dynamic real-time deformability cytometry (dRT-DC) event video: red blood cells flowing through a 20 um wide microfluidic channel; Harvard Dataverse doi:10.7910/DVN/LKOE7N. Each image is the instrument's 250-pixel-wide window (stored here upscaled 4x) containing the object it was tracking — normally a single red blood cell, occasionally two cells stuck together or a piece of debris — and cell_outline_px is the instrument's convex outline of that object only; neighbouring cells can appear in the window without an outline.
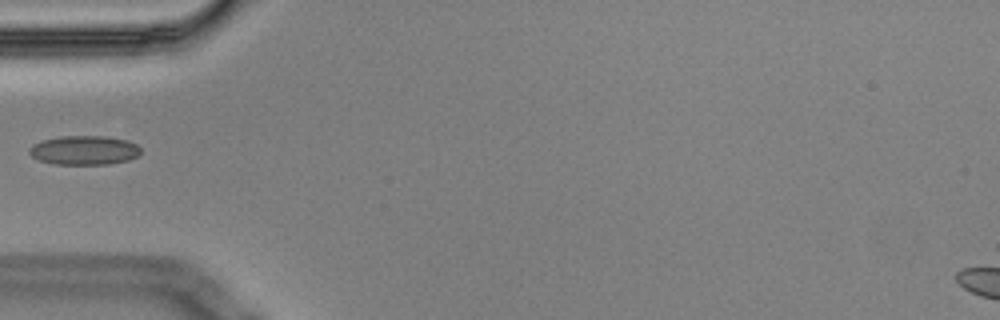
{"species": "Egyptian fruit bat (a non-hibernating species)", "species_latin": "Rousettus aegyptiacus", "temperature_condition": "cold", "stored_images_in_passage": 6, "camera_frame_rate_fps": 3000, "um_per_image_px": 0.085, "animal": {"sex": "male"}, "frame": {"image": 1, "passage_image": 6, "time_ms": 1.667, "image_size_px": [1000, 320], "cell_outline_px": [[140, 152], [136, 156], [128, 160], [108, 164], [52, 164], [40, 160], [32, 156], [28, 152], [32, 144], [44, 140], [60, 136], [104, 136], [128, 140], [136, 144], [140, 148]], "centroid_in_image_um": [7.15, 12.77], "position_along_channel_um": 77.8, "area_um2": 18.84}}